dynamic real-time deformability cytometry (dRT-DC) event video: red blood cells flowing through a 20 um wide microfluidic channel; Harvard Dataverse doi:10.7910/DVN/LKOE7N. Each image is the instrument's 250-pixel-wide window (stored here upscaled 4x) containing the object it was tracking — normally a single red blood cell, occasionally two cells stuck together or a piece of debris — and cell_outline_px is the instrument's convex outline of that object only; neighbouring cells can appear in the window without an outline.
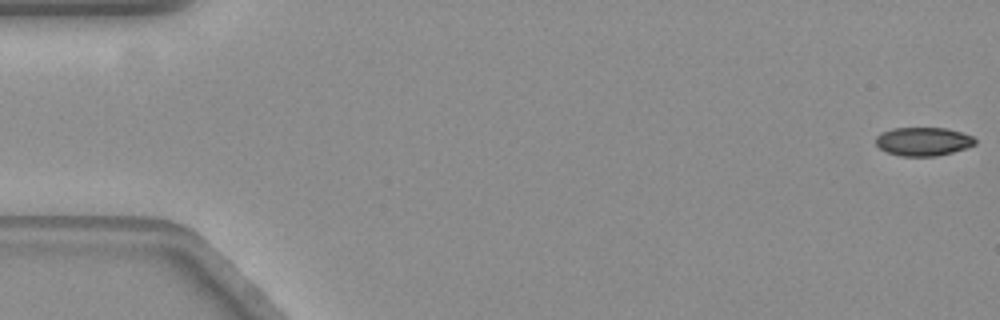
{"species": "common noctule bat (a hibernating species)", "species_latin": "Nyctalus noctula", "temperature_condition": "warm", "stored_images_in_passage": 58, "camera_frame_rate_fps": 3000, "um_per_image_px": 0.085, "animal": {"sex": "female", "body_mass_g": 19.3, "forearm_length_mm": 54.1}, "frame": {"image": 1, "passage_image": 1, "time_ms": 0.0, "image_size_px": [1000, 320], "cell_outline_px": [[976, 144], [968, 148], [936, 156], [900, 156], [884, 152], [876, 144], [876, 136], [892, 128], [944, 128], [960, 132], [972, 136], [976, 140]], "centroid_in_image_um": [78.47, 12.04], "position_along_channel_um": 6.5, "area_um2": 16.53}}
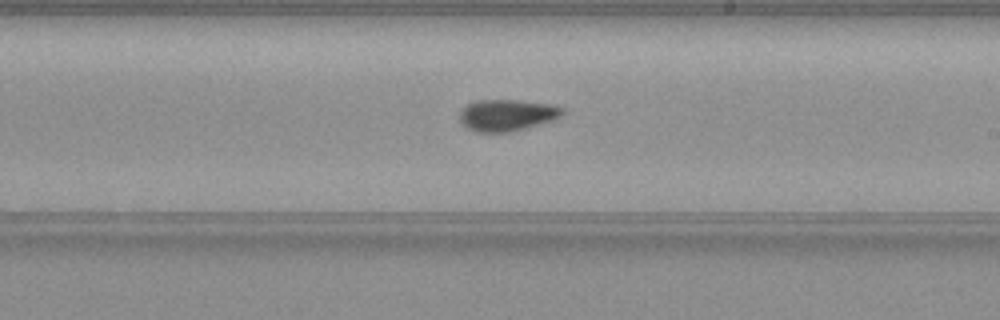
{"frame": {"image": 2, "passage_image": 34, "time_ms": 11.0, "image_size_px": [1000, 320], "cell_outline_px": [[564, 112], [560, 116], [552, 120], [524, 128], [508, 132], [476, 132], [468, 128], [460, 120], [460, 112], [472, 100], [516, 100], [552, 104], [564, 108]], "centroid_in_image_um": [43.09, 9.77], "position_along_channel_um": 245.9, "area_um2": 18.73}}
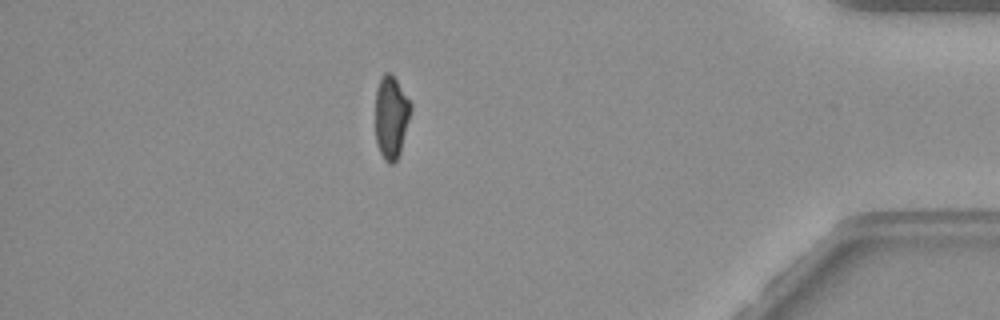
{"frame": {"image": 3, "passage_image": 51, "time_ms": 16.667, "image_size_px": [1000, 320], "cell_outline_px": [[412, 108], [400, 152], [396, 160], [392, 164], [388, 164], [384, 160], [380, 152], [376, 140], [376, 92], [380, 80], [384, 72], [388, 72], [396, 80], [412, 104]], "centroid_in_image_um": [33.25, 9.97], "position_along_channel_um": 401.9, "area_um2": 16.82}, "authors_computed_cell_mechanics": {"area_um2": 18.0914, "velocity_mm_per_s": 3.5535, "shape_relaxation_time_tau1_ms": 10.7203, "shape_relaxation_time_tau2_ms": 7.8204, "deformation_change_tau1": 0.2097, "deformation_change_tau2": 0.117}}